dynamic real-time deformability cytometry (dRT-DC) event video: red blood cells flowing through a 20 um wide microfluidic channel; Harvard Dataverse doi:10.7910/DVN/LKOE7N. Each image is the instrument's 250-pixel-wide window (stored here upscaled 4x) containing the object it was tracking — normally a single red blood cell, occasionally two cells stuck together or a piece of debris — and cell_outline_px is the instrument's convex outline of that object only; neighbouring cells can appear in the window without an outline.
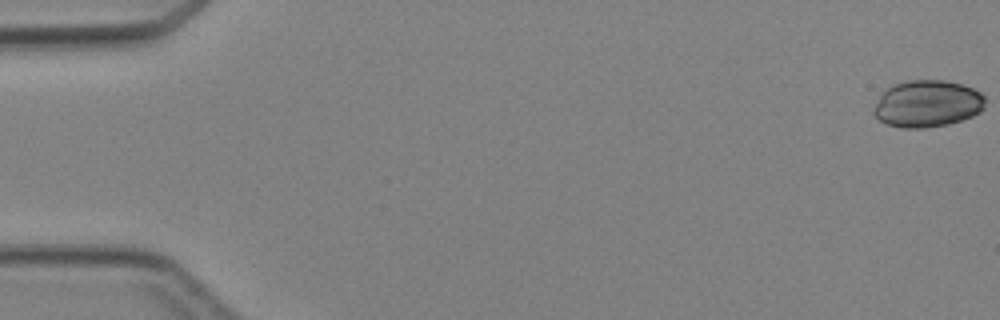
{"species": "Egyptian fruit bat (a non-hibernating species)", "species_latin": "Rousettus aegyptiacus", "temperature_condition": "cold", "stored_images_in_passage": 6, "camera_frame_rate_fps": 3000, "um_per_image_px": 0.085, "animal": {"sex": "female"}, "frame": {"image": 1, "passage_image": 1, "time_ms": 0.0, "image_size_px": [1000, 320], "cell_outline_px": [[984, 108], [980, 112], [972, 116], [948, 124], [924, 128], [904, 128], [888, 124], [880, 120], [872, 112], [872, 108], [880, 96], [888, 88], [896, 84], [908, 80], [944, 80], [960, 84], [972, 88], [980, 92], [984, 96]], "centroid_in_image_um": [78.82, 8.82], "position_along_channel_um": 6.2, "area_um2": 30.29}}
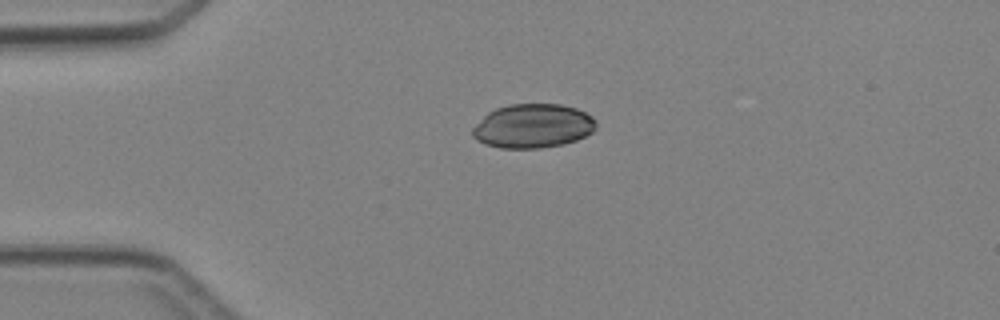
{"frame": {"image": 2, "passage_image": 4, "time_ms": 3.667, "image_size_px": [1000, 320], "cell_outline_px": [[596, 128], [592, 132], [576, 140], [564, 144], [540, 148], [500, 148], [484, 144], [476, 140], [472, 136], [472, 128], [488, 112], [496, 108], [508, 104], [560, 104], [576, 108], [592, 116], [596, 120]], "centroid_in_image_um": [45.29, 10.71], "position_along_channel_um": 39.7, "area_um2": 31.85}}
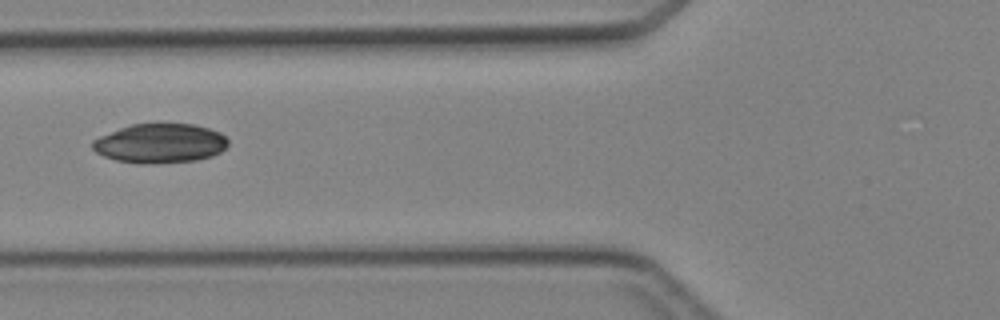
{"frame": {"image": 3, "passage_image": 6, "time_ms": 6.0, "image_size_px": [1000, 320], "cell_outline_px": [[228, 144], [220, 152], [212, 156], [196, 160], [116, 160], [104, 156], [96, 152], [92, 148], [92, 140], [100, 136], [120, 128], [132, 124], [192, 124], [208, 128], [220, 132], [228, 140]], "centroid_in_image_um": [13.63, 12.12], "position_along_channel_um": 112.2, "area_um2": 29.71}}